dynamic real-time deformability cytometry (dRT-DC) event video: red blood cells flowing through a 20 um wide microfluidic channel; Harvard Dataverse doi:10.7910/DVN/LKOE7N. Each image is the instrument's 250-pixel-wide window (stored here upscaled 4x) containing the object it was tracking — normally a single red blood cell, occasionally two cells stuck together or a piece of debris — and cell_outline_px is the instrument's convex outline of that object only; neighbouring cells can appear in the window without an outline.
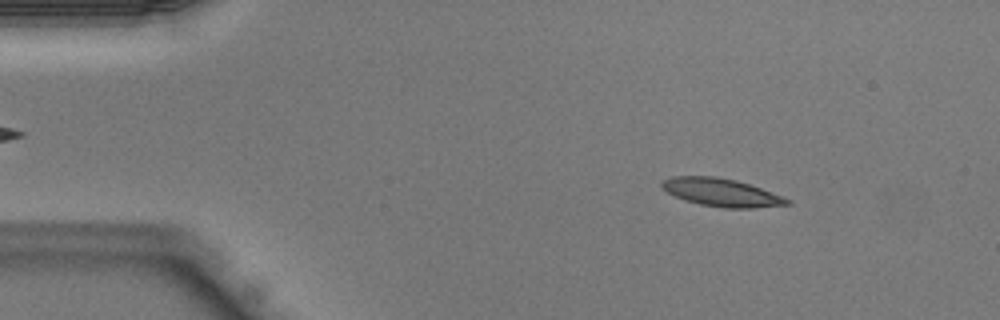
{"species": "Egyptian fruit bat (a non-hibernating species)", "species_latin": "Rousettus aegyptiacus", "temperature_condition": "warm", "stored_images_in_passage": 41, "camera_frame_rate_fps": 3000, "um_per_image_px": 0.085, "animal": {"sex": "male"}, "frame": {"image": 1, "passage_image": 5, "time_ms": 1.333, "image_size_px": [1000, 320], "cell_outline_px": [[792, 204], [752, 208], [724, 208], [700, 204], [684, 200], [668, 192], [660, 184], [664, 180], [672, 176], [716, 176], [736, 180], [760, 188], [792, 200]], "centroid_in_image_um": [61.34, 16.36], "position_along_channel_um": 23.7, "area_um2": 20.23}}
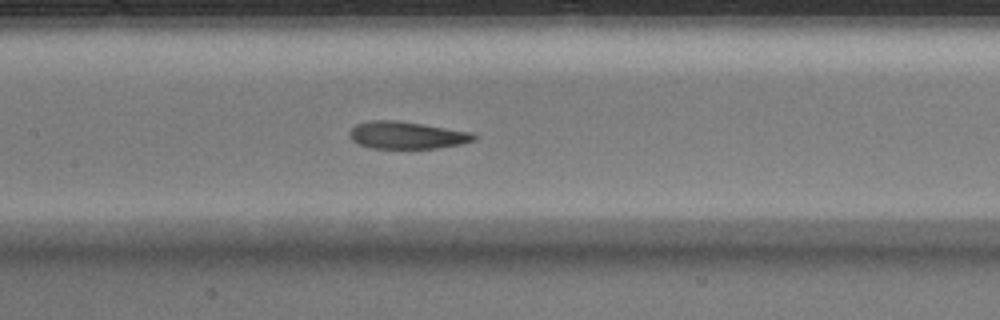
{"frame": {"image": 2, "passage_image": 19, "time_ms": 6.0, "image_size_px": [1000, 320], "cell_outline_px": [[476, 140], [460, 144], [436, 148], [372, 148], [360, 144], [352, 140], [348, 136], [348, 132], [356, 124], [372, 120], [392, 120], [420, 124], [472, 132], [476, 136]], "centroid_in_image_um": [34.55, 11.49], "position_along_channel_um": 172.8, "area_um2": 19.54}}
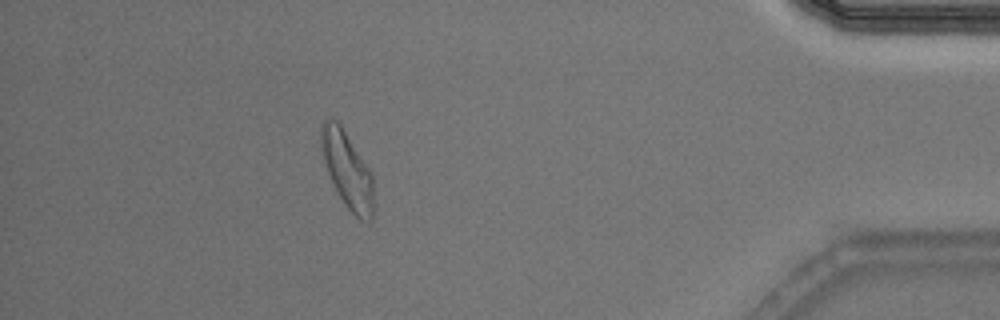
{"frame": {"image": 3, "passage_image": 37, "time_ms": 12.0, "image_size_px": [1000, 320], "cell_outline_px": [[372, 220], [360, 220], [344, 204], [328, 172], [324, 160], [320, 144], [320, 124], [324, 120], [336, 120], [340, 124], [372, 172]], "centroid_in_image_um": [29.5, 14.4], "position_along_channel_um": 405.7, "area_um2": 22.83}}